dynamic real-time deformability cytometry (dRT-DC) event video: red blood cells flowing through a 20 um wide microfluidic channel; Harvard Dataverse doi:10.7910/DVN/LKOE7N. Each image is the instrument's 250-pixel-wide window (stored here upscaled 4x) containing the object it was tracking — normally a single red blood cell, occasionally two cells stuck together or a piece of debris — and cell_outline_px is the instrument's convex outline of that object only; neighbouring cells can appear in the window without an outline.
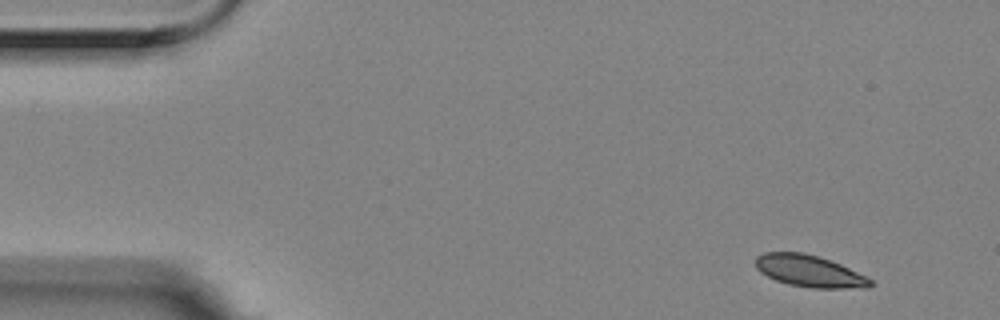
{"species": "Egyptian fruit bat (a non-hibernating species)", "species_latin": "Rousettus aegyptiacus", "temperature_condition": "room temperature", "stored_images_in_passage": 5, "camera_frame_rate_fps": 3000, "um_per_image_px": 0.085, "animal": {"sex": "female"}, "frame": {"image": 1, "passage_image": 1, "time_ms": 0.0, "image_size_px": [1000, 320], "cell_outline_px": [[876, 284], [872, 288], [812, 288], [788, 284], [776, 280], [760, 272], [756, 268], [756, 256], [764, 252], [804, 252], [840, 264], [868, 276]], "centroid_in_image_um": [68.85, 23.05], "position_along_channel_um": 16.1, "area_um2": 21.44}}